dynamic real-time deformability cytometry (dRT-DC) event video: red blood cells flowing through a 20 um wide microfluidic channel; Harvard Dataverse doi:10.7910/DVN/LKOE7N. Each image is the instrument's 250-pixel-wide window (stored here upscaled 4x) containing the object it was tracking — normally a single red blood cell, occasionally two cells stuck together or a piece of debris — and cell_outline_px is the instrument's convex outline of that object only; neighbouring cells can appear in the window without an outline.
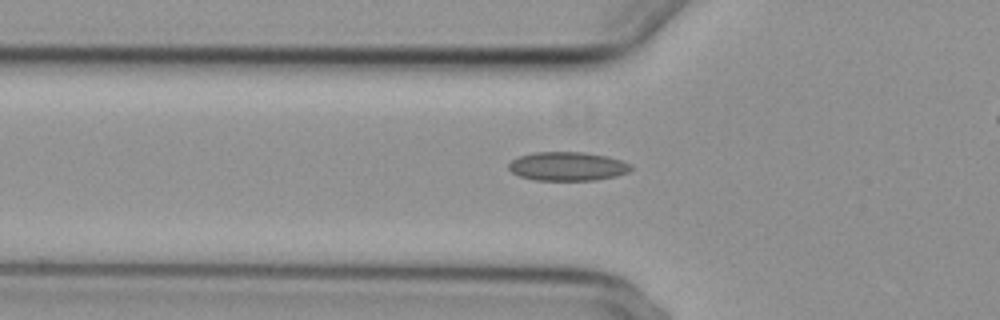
{"species": "common noctule bat (a hibernating species)", "species_latin": "Nyctalus noctula", "temperature_condition": "cold", "stored_images_in_passage": 30, "camera_frame_rate_fps": 3000, "um_per_image_px": 0.085, "animal": {"sex": "female", "body_mass_g": 29.2, "forearm_length_mm": 56.3}, "frame": {"image": 1, "passage_image": 4, "time_ms": 1.0, "image_size_px": [1000, 320], "cell_outline_px": [[632, 168], [628, 172], [616, 176], [596, 180], [536, 180], [520, 176], [512, 172], [508, 168], [508, 164], [512, 160], [520, 156], [532, 152], [584, 152], [608, 156], [632, 164]], "centroid_in_image_um": [48.25, 14.13], "position_along_channel_um": 77.5, "area_um2": 20.58}}
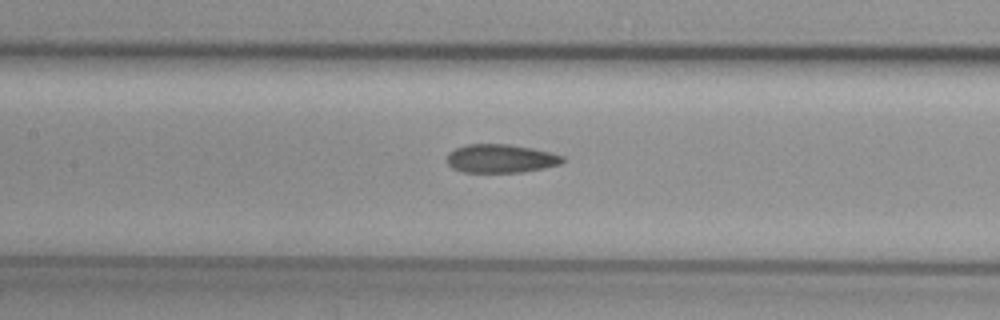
{"frame": {"image": 2, "passage_image": 11, "time_ms": 3.333, "image_size_px": [1000, 320], "cell_outline_px": [[564, 160], [560, 164], [544, 168], [524, 172], [460, 172], [452, 168], [448, 164], [448, 152], [456, 148], [468, 144], [508, 144], [532, 148], [552, 152], [564, 156]], "centroid_in_image_um": [42.57, 13.48], "position_along_channel_um": 164.8, "area_um2": 19.31}}
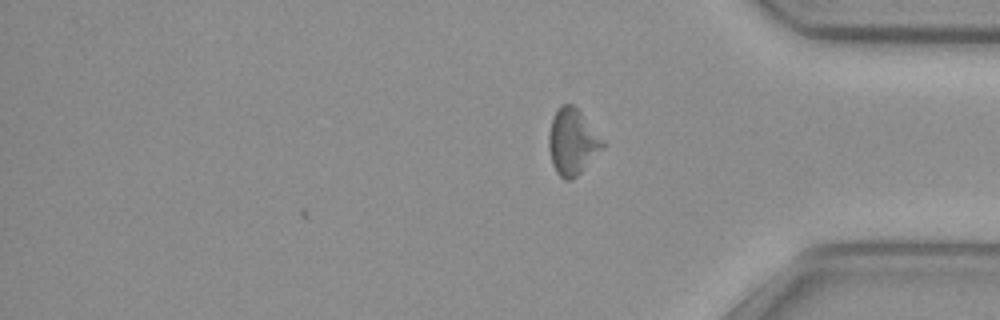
{"frame": {"image": 3, "passage_image": 30, "time_ms": 9.667, "image_size_px": [1000, 320], "cell_outline_px": [[604, 144], [580, 172], [572, 180], [564, 180], [556, 172], [552, 164], [548, 148], [548, 132], [552, 116], [556, 108], [560, 104], [572, 104], [580, 112], [604, 140]], "centroid_in_image_um": [48.58, 12.02], "position_along_channel_um": 386.6, "area_um2": 20.52}, "authors_computed_cell_mechanics": {"area_um2": 19.5942, "velocity_mm_per_s": 3.7101, "shape_relaxation_time_tau1_ms": null, "shape_relaxation_time_tau2_ms": 5.08, "deformation_change_tau1": null, "deformation_change_tau2": 0.1127}}